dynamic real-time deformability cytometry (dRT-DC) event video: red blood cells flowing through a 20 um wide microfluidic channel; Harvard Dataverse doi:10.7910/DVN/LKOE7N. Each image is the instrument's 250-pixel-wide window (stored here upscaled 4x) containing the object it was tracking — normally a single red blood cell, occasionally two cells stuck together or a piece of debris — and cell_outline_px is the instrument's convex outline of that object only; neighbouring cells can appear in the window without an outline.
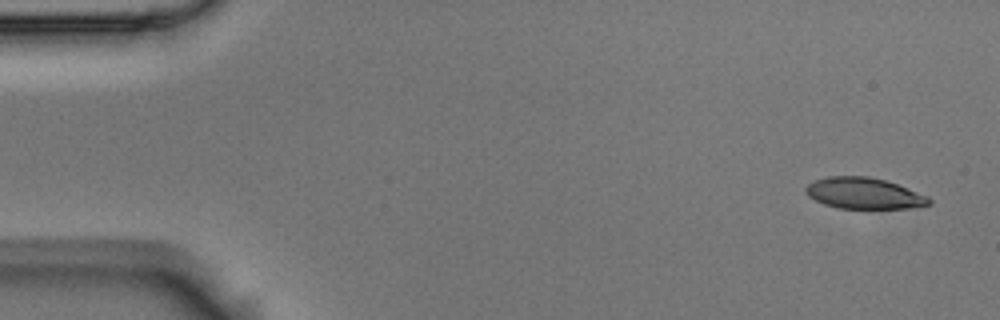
{"species": "Egyptian fruit bat (a non-hibernating species)", "species_latin": "Rousettus aegyptiacus", "temperature_condition": "room temperature", "stored_images_in_passage": 8, "camera_frame_rate_fps": 3000, "um_per_image_px": 0.085, "animal": {"sex": "male"}, "frame": {"image": 1, "passage_image": 1, "time_ms": 0.0, "image_size_px": [1000, 320], "cell_outline_px": [[932, 204], [908, 208], [836, 208], [824, 204], [808, 196], [804, 192], [804, 188], [808, 184], [816, 180], [828, 176], [868, 176], [884, 180], [908, 188], [928, 196], [932, 200]], "centroid_in_image_um": [73.43, 16.43], "position_along_channel_um": 11.6, "area_um2": 22.37}}
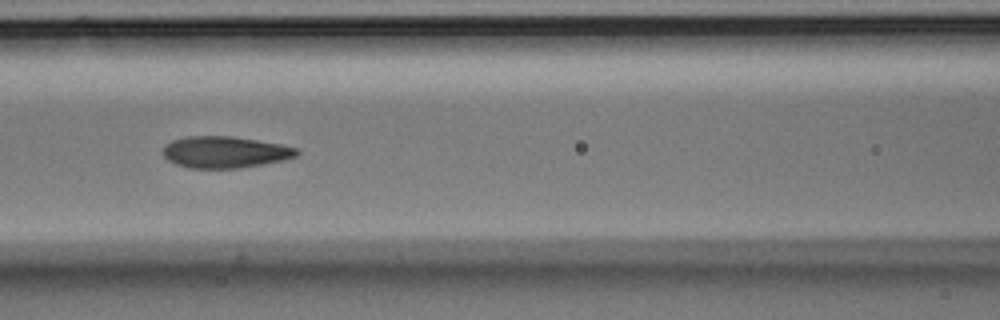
{"frame": {"image": 2, "passage_image": 7, "time_ms": 2.0, "image_size_px": [1000, 320], "cell_outline_px": [[300, 152], [296, 156], [284, 160], [240, 168], [188, 168], [176, 164], [168, 160], [164, 156], [164, 148], [172, 140], [188, 136], [232, 136], [280, 144], [300, 148]], "centroid_in_image_um": [19.16, 12.93], "position_along_channel_um": 147.4, "area_um2": 24.57}}
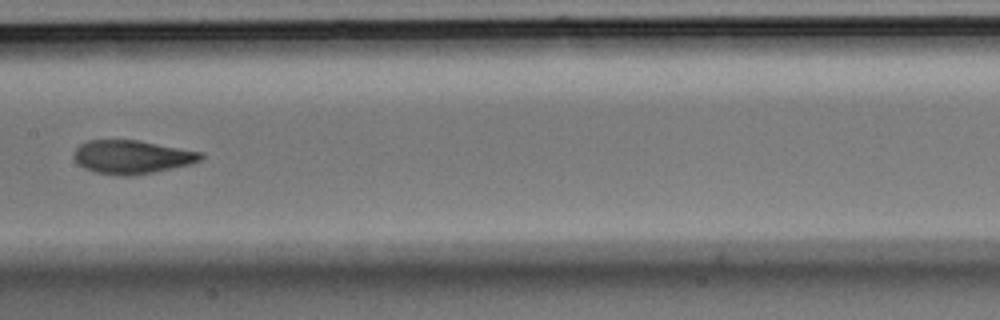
{"frame": {"image": 3, "passage_image": 8, "time_ms": 2.333, "image_size_px": [1000, 320], "cell_outline_px": [[204, 156], [200, 160], [192, 164], [152, 172], [128, 176], [124, 176], [96, 172], [84, 168], [72, 156], [76, 148], [80, 144], [88, 140], [136, 140], [204, 152]], "centroid_in_image_um": [11.23, 13.33], "position_along_channel_um": 196.2, "area_um2": 24.62}}